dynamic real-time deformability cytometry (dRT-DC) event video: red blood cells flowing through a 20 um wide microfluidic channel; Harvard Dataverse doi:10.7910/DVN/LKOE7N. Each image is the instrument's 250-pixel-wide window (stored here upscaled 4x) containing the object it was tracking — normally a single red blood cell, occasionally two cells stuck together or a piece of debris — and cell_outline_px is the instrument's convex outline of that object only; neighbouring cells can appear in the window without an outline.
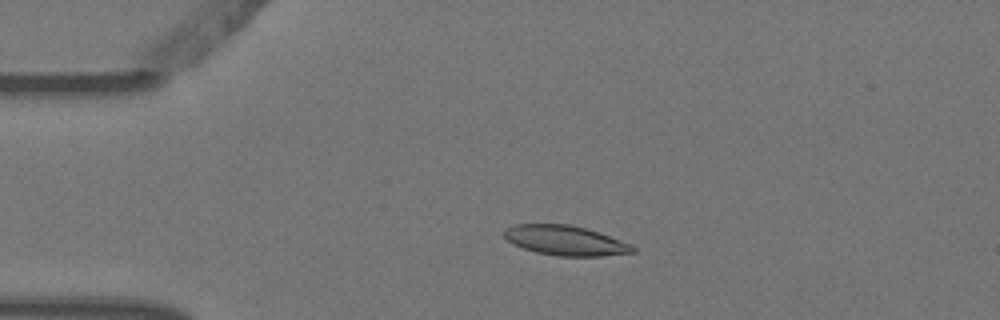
{"species": "Egyptian fruit bat (a non-hibernating species)", "species_latin": "Rousettus aegyptiacus", "temperature_condition": "warm", "stored_images_in_passage": 5, "camera_frame_rate_fps": 3000, "um_per_image_px": 0.085, "animal": {"sex": "female"}, "frame": {"image": 1, "passage_image": 4, "time_ms": 1.0, "image_size_px": [1000, 320], "cell_outline_px": [[636, 252], [600, 256], [556, 256], [536, 252], [512, 244], [504, 236], [504, 228], [516, 224], [568, 224], [584, 228], [632, 244], [636, 248]], "centroid_in_image_um": [48.04, 20.44], "position_along_channel_um": 37.0, "area_um2": 22.2}}